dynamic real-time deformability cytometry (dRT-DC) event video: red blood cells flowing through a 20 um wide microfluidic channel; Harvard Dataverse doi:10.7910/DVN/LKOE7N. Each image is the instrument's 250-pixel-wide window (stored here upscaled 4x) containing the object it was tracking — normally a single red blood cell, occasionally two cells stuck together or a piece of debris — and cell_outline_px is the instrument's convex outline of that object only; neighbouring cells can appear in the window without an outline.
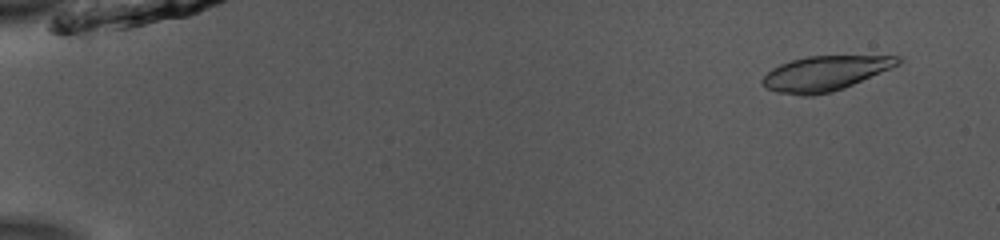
{"species": "common noctule bat (a hibernating species)", "species_latin": "Nyctalus noctula", "temperature_condition": "room temperature", "stored_images_in_passage": 52, "camera_frame_rate_fps": 3000, "um_per_image_px": 0.085, "animal": {"sex": "male", "body_mass_g": 13.0, "forearm_length_mm": 53.1}, "frame": {"image": 1, "passage_image": 4, "time_ms": 1.0, "image_size_px": [1000, 240], "cell_outline_px": [[904, 60], [900, 64], [844, 88], [832, 92], [812, 96], [804, 96], [776, 92], [764, 88], [760, 80], [772, 68], [780, 64], [792, 60], [808, 56], [900, 56]], "centroid_in_image_um": [70.11, 6.24], "position_along_channel_um": 14.9, "area_um2": 27.51}}
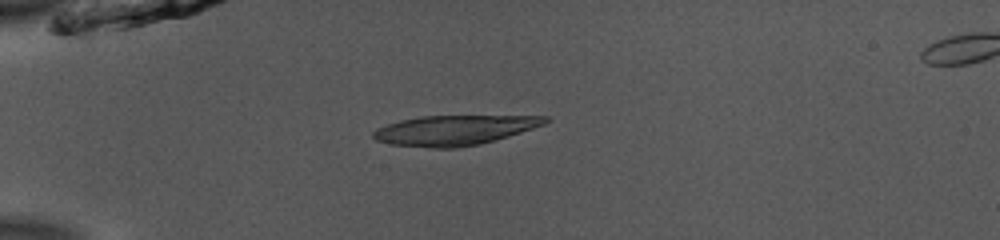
{"frame": {"image": 2, "passage_image": 15, "time_ms": 4.667, "image_size_px": [1000, 240], "cell_outline_px": [[552, 120], [544, 124], [508, 136], [480, 144], [456, 148], [432, 148], [388, 144], [376, 140], [372, 136], [372, 132], [376, 128], [400, 120], [420, 116], [548, 116]], "centroid_in_image_um": [38.59, 11.07], "position_along_channel_um": 46.4, "area_um2": 29.88}}